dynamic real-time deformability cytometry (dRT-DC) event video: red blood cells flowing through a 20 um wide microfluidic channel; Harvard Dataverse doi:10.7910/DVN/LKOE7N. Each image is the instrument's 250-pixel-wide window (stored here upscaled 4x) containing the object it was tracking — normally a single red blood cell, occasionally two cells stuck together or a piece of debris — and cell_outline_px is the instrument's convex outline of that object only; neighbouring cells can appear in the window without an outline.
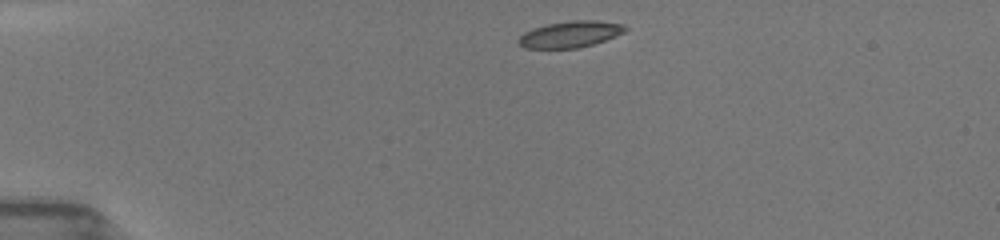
{"species": "common noctule bat (a hibernating species)", "species_latin": "Nyctalus noctula", "temperature_condition": "room temperature", "stored_images_in_passage": 8, "camera_frame_rate_fps": 3000, "um_per_image_px": 0.085, "animal": {"sex": "female", "body_mass_g": 19.5, "forearm_length_mm": 54.1}, "frame": {"image": 1, "passage_image": 1, "time_ms": 0.0, "image_size_px": [1000, 240], "cell_outline_px": [[628, 28], [624, 32], [616, 36], [580, 48], [524, 48], [516, 40], [524, 32], [532, 28], [548, 24], [572, 20], [596, 20], [624, 24]], "centroid_in_image_um": [48.47, 2.91], "position_along_channel_um": 36.5, "area_um2": 16.42}}
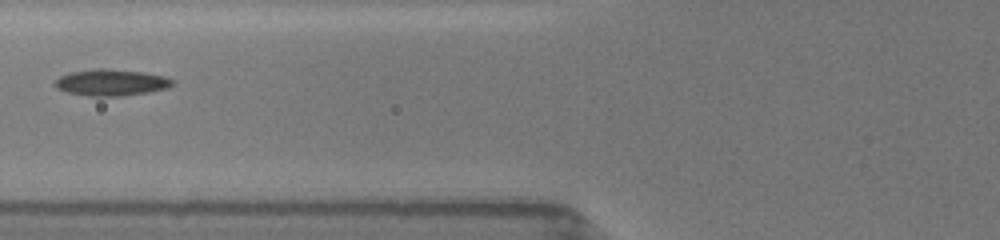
{"frame": {"image": 2, "passage_image": 5, "time_ms": 3.333, "image_size_px": [1000, 240], "cell_outline_px": [[172, 84], [168, 88], [148, 92], [120, 96], [88, 96], [64, 92], [56, 88], [52, 84], [60, 76], [68, 72], [96, 68], [104, 68], [144, 72], [164, 76], [172, 80]], "centroid_in_image_um": [9.38, 7.01], "position_along_channel_um": 116.4, "area_um2": 18.26}}
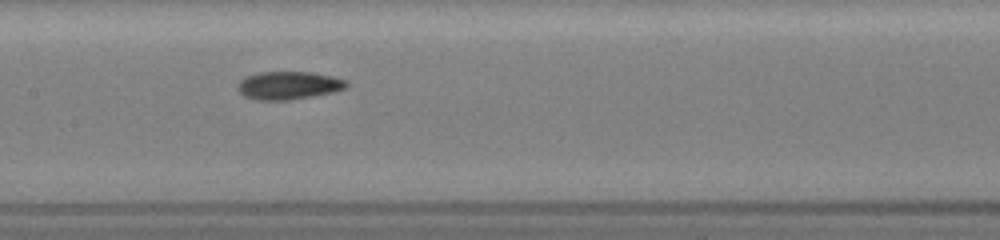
{"frame": {"image": 3, "passage_image": 7, "time_ms": 5.0, "image_size_px": [1000, 240], "cell_outline_px": [[348, 88], [332, 92], [312, 96], [288, 100], [256, 100], [244, 96], [236, 88], [236, 84], [244, 76], [260, 72], [308, 72], [332, 76], [348, 80]], "centroid_in_image_um": [24.51, 7.26], "position_along_channel_um": 182.9, "area_um2": 17.92}}